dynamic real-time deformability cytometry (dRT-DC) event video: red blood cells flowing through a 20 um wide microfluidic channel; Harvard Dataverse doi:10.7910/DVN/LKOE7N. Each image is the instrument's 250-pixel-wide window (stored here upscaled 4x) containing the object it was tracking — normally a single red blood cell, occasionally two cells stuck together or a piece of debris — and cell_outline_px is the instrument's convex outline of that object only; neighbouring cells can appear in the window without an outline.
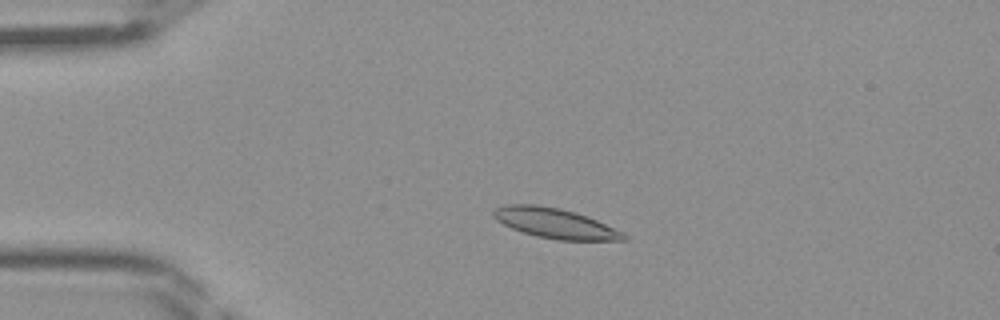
{"species": "Egyptian fruit bat (a non-hibernating species)", "species_latin": "Rousettus aegyptiacus", "temperature_condition": "room temperature", "stored_images_in_passage": 41, "camera_frame_rate_fps": 3000, "um_per_image_px": 0.085, "frame": {"image": 1, "passage_image": 6, "time_ms": 1.667, "image_size_px": [1000, 320], "cell_outline_px": [[628, 240], [556, 240], [536, 236], [512, 228], [496, 220], [492, 216], [492, 212], [496, 208], [504, 204], [536, 204], [560, 208], [576, 212], [588, 216], [624, 232], [628, 236]], "centroid_in_image_um": [47.2, 18.97], "position_along_channel_um": 37.8, "area_um2": 22.95}}
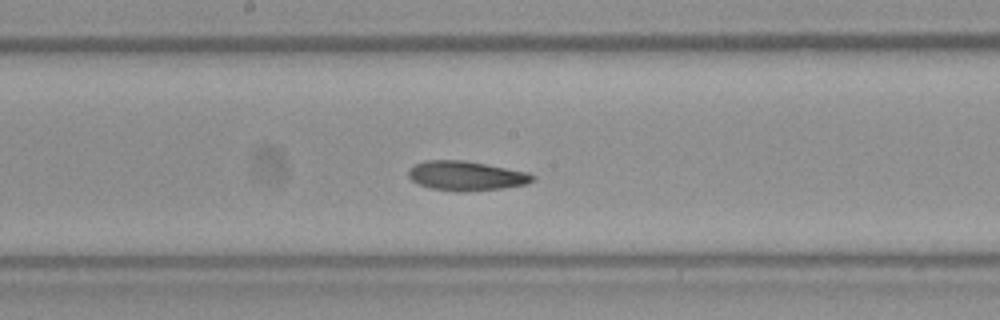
{"frame": {"image": 2, "passage_image": 20, "time_ms": 6.333, "image_size_px": [1000, 320], "cell_outline_px": [[536, 180], [528, 184], [504, 188], [460, 192], [456, 192], [428, 188], [412, 180], [408, 176], [408, 168], [424, 160], [464, 160], [528, 172], [536, 176]], "centroid_in_image_um": [39.64, 14.95], "position_along_channel_um": 208.6, "area_um2": 21.56}}
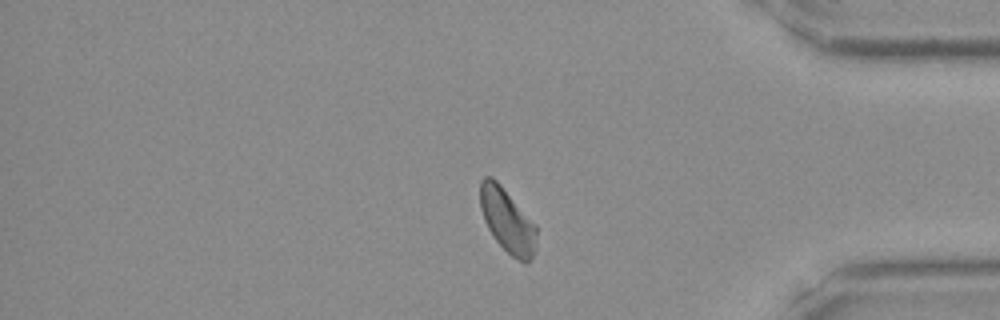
{"frame": {"image": 3, "passage_image": 34, "time_ms": 11.0, "image_size_px": [1000, 320], "cell_outline_px": [[536, 248], [532, 256], [524, 264], [512, 256], [492, 236], [484, 220], [480, 208], [480, 180], [484, 176], [492, 176], [500, 184], [536, 224]], "centroid_in_image_um": [43.11, 18.73], "position_along_channel_um": 392.1, "area_um2": 20.98}}